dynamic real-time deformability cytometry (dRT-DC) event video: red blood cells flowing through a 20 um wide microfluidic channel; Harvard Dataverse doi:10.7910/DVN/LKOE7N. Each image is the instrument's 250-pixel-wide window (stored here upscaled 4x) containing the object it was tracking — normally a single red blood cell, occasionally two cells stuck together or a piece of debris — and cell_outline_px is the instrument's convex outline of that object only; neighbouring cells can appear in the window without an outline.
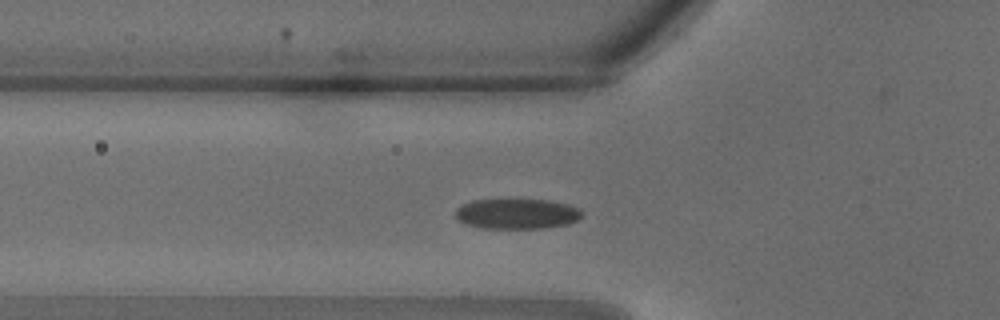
{"species": "common noctule bat (a hibernating species)", "species_latin": "Nyctalus noctula", "temperature_condition": "warm", "stored_images_in_passage": 23, "camera_frame_rate_fps": 3000, "um_per_image_px": 0.085, "animal": {"sex": "male", "body_mass_g": 18.8}, "frame": {"image": 1, "passage_image": 6, "time_ms": 1.667, "image_size_px": [1000, 320], "cell_outline_px": [[584, 212], [576, 220], [568, 224], [544, 228], [484, 228], [464, 224], [456, 216], [456, 208], [460, 204], [472, 200], [508, 196], [548, 200], [568, 204], [580, 208]], "centroid_in_image_um": [43.91, 18.11], "position_along_channel_um": 81.9, "area_um2": 23.41}}
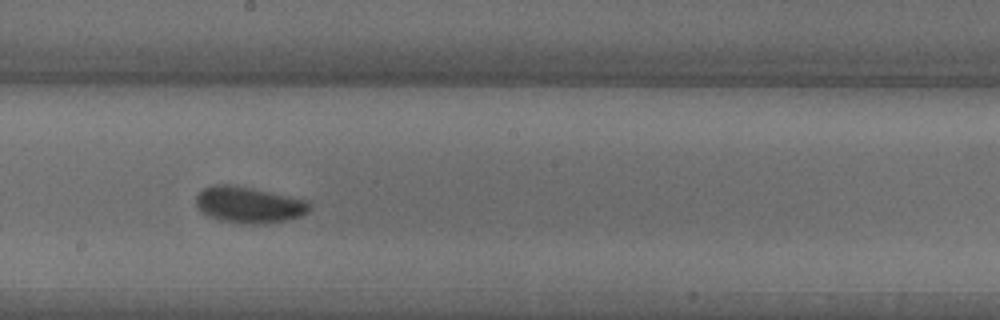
{"frame": {"image": 2, "passage_image": 13, "time_ms": 4.0, "image_size_px": [1000, 320], "cell_outline_px": [[312, 208], [308, 212], [300, 216], [288, 220], [268, 224], [244, 224], [220, 220], [208, 216], [196, 204], [196, 196], [204, 188], [212, 184], [228, 184], [252, 188], [308, 200], [312, 204]], "centroid_in_image_um": [21.21, 17.41], "position_along_channel_um": 227.0, "area_um2": 24.16}}
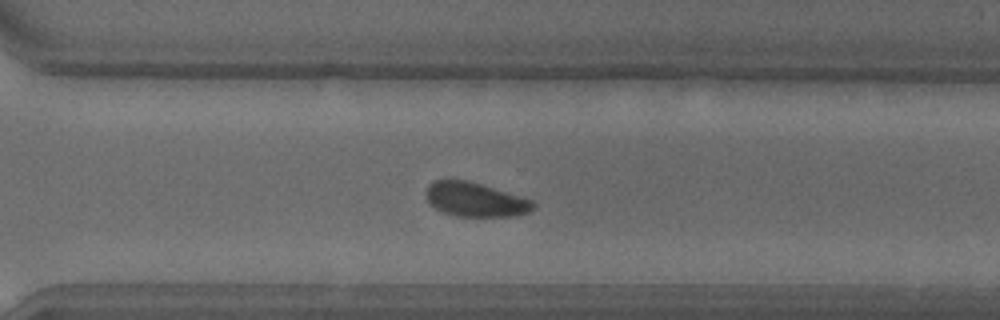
{"frame": {"image": 3, "passage_image": 18, "time_ms": 5.667, "image_size_px": [1000, 320], "cell_outline_px": [[536, 204], [528, 212], [516, 216], [456, 216], [444, 212], [436, 208], [424, 196], [424, 192], [428, 184], [436, 180], [468, 180], [520, 196], [532, 200]], "centroid_in_image_um": [40.37, 16.96], "position_along_channel_um": 330.2, "area_um2": 21.21}}